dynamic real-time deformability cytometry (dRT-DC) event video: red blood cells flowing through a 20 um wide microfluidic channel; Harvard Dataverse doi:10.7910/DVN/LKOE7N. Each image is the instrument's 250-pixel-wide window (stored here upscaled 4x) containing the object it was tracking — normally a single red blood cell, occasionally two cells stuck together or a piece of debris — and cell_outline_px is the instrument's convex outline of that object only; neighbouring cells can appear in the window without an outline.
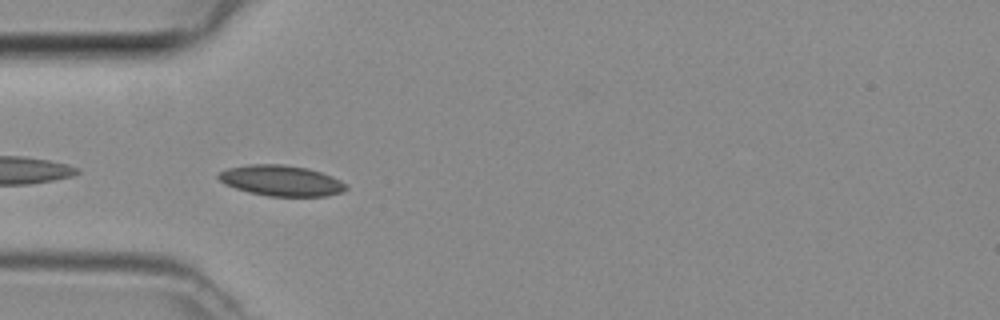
{"species": "common noctule bat (a hibernating species)", "species_latin": "Nyctalus noctula", "temperature_condition": "room temperature", "stored_images_in_passage": 36, "camera_frame_rate_fps": 3000, "um_per_image_px": 0.085, "animal": {"sex": "female", "body_mass_g": 29.2, "forearm_length_mm": 56.3}, "frame": {"image": 1, "passage_image": 2, "time_ms": 0.333, "image_size_px": [1000, 320], "cell_outline_px": [[348, 188], [340, 192], [324, 196], [268, 196], [248, 192], [224, 184], [216, 176], [220, 172], [228, 168], [252, 164], [280, 164], [308, 168], [332, 176], [348, 184]], "centroid_in_image_um": [23.9, 15.35], "position_along_channel_um": 61.1, "area_um2": 22.72}}
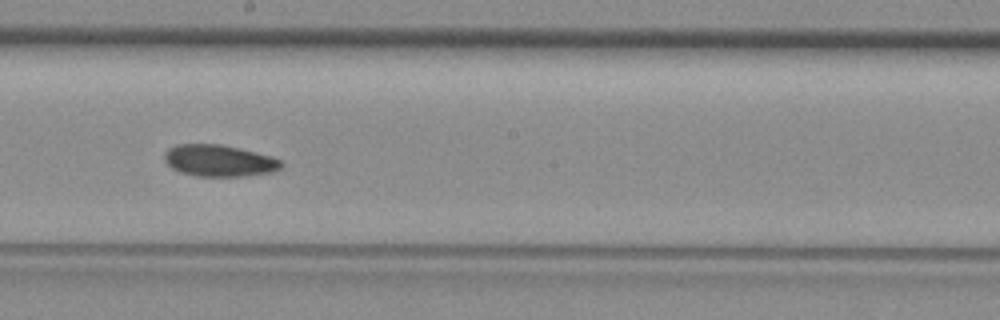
{"frame": {"image": 2, "passage_image": 14, "time_ms": 4.333, "image_size_px": [1000, 320], "cell_outline_px": [[284, 164], [280, 168], [272, 172], [244, 176], [196, 176], [180, 172], [172, 168], [164, 160], [164, 156], [168, 148], [176, 144], [220, 144], [272, 156], [280, 160]], "centroid_in_image_um": [18.61, 13.66], "position_along_channel_um": 229.6, "area_um2": 21.5}}
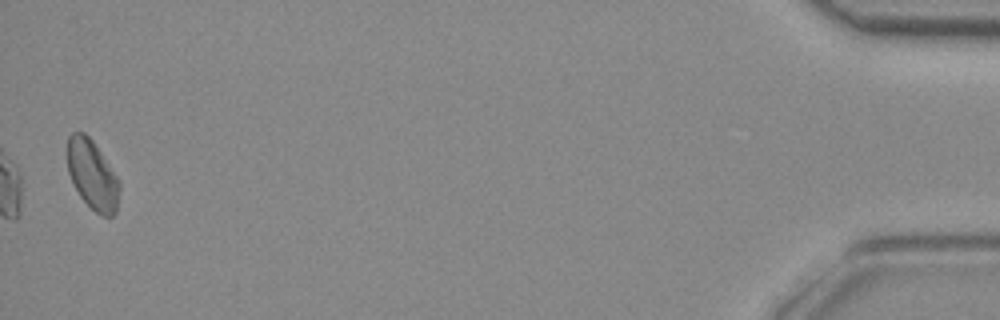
{"frame": {"image": 3, "passage_image": 35, "time_ms": 11.333, "image_size_px": [1000, 320], "cell_outline_px": [[120, 192], [116, 212], [112, 216], [100, 216], [80, 196], [68, 172], [68, 136], [72, 132], [84, 132], [92, 140], [120, 180]], "centroid_in_image_um": [7.88, 14.87], "position_along_channel_um": 427.3, "area_um2": 20.92}}